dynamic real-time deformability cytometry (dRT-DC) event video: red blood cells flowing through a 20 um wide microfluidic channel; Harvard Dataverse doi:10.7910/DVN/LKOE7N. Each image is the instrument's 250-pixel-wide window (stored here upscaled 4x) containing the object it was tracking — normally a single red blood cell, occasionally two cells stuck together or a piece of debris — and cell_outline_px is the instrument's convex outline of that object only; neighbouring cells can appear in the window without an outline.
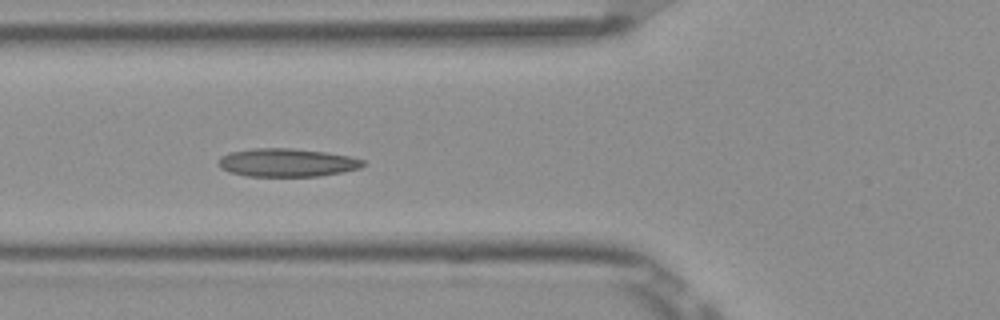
{"species": "Egyptian fruit bat (a non-hibernating species)", "species_latin": "Rousettus aegyptiacus", "temperature_condition": "room temperature", "stored_images_in_passage": 8, "camera_frame_rate_fps": 3000, "um_per_image_px": 0.085, "frame": {"image": 1, "passage_image": 6, "time_ms": 1.667, "image_size_px": [1000, 320], "cell_outline_px": [[368, 164], [360, 168], [344, 172], [320, 176], [244, 176], [228, 172], [220, 168], [220, 156], [232, 152], [252, 148], [292, 148], [324, 152], [352, 156], [364, 160]], "centroid_in_image_um": [24.44, 13.82], "position_along_channel_um": 101.4, "area_um2": 23.99}}
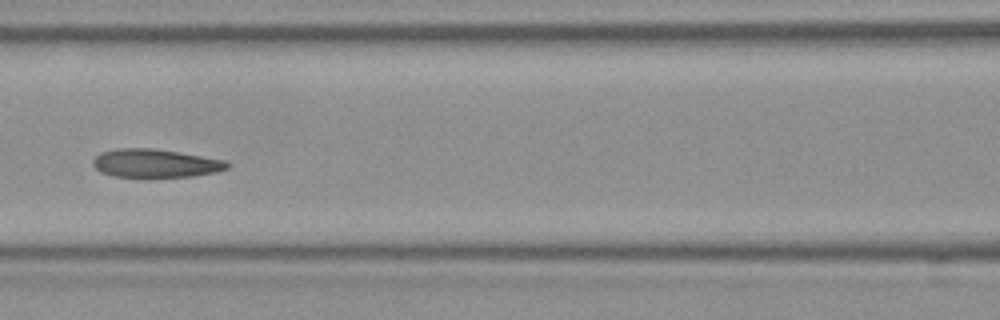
{"frame": {"image": 2, "passage_image": 7, "time_ms": 2.0, "image_size_px": [1000, 320], "cell_outline_px": [[232, 164], [228, 168], [216, 172], [196, 176], [148, 180], [112, 176], [100, 172], [92, 164], [92, 160], [100, 152], [116, 148], [152, 148], [180, 152], [228, 160]], "centroid_in_image_um": [13.22, 13.92], "position_along_channel_um": 153.4, "area_um2": 23.52}}
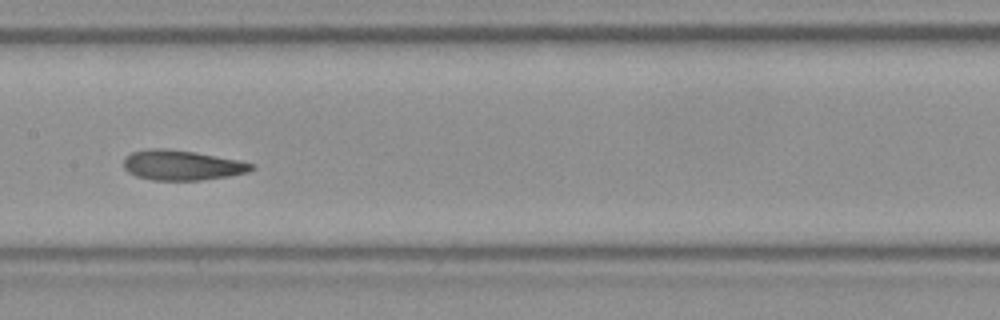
{"frame": {"image": 3, "passage_image": 8, "time_ms": 2.333, "image_size_px": [1000, 320], "cell_outline_px": [[256, 168], [248, 172], [228, 176], [200, 180], [152, 180], [136, 176], [128, 172], [124, 168], [124, 156], [132, 152], [148, 148], [164, 148], [196, 152], [240, 160], [256, 164]], "centroid_in_image_um": [15.48, 14.03], "position_along_channel_um": 191.9, "area_um2": 22.6}}